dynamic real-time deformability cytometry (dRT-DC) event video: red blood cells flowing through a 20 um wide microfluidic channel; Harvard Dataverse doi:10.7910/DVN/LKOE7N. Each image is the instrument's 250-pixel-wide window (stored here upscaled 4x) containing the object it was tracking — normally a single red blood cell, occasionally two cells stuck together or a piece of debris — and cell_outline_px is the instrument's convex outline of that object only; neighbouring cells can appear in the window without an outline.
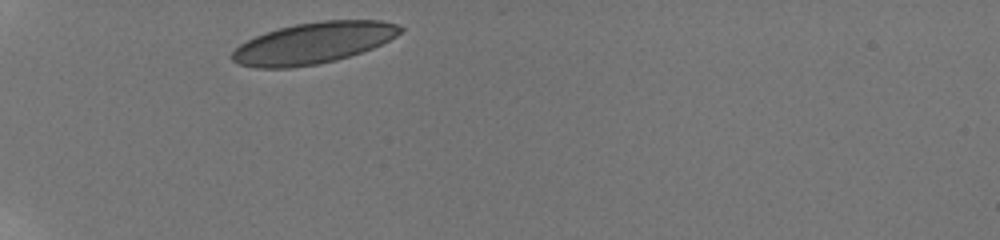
{"species": "human", "species_latin": "Homo sapiens", "temperature_condition": "room temperature", "stored_images_in_passage": 14, "camera_frame_rate_fps": 3000, "um_per_image_px": 0.085, "donor": {"sex": "male"}, "frame": {"image": 1, "passage_image": 1, "time_ms": 0.0, "image_size_px": [1000, 240], "cell_outline_px": [[404, 28], [396, 36], [372, 48], [336, 60], [316, 64], [292, 68], [256, 68], [240, 64], [232, 60], [232, 52], [240, 44], [256, 36], [280, 28], [296, 24], [320, 20], [380, 20], [396, 24]], "centroid_in_image_um": [26.63, 3.66], "position_along_channel_um": 58.4, "area_um2": 40.0}}
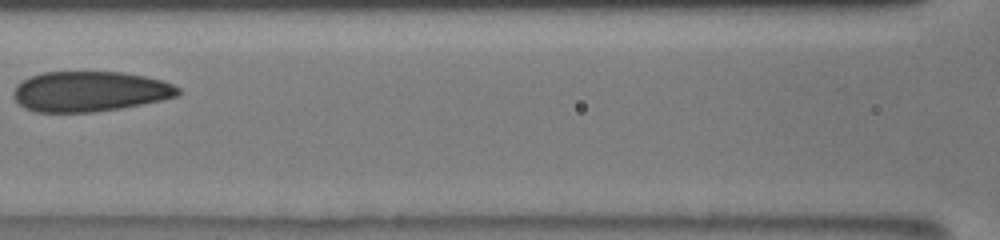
{"frame": {"image": 2, "passage_image": 6, "time_ms": 3.333, "image_size_px": [1000, 240], "cell_outline_px": [[180, 92], [176, 96], [144, 104], [120, 108], [92, 112], [36, 112], [24, 108], [12, 96], [12, 92], [16, 84], [28, 76], [44, 72], [124, 72], [164, 80], [180, 88]], "centroid_in_image_um": [7.6, 7.77], "position_along_channel_um": 159.0, "area_um2": 38.84}}
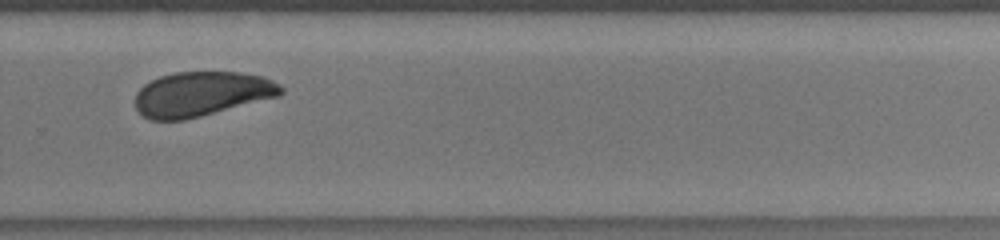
{"frame": {"image": 3, "passage_image": 13, "time_ms": 7.333, "image_size_px": [1000, 240], "cell_outline_px": [[284, 92], [280, 96], [184, 120], [152, 120], [144, 116], [136, 108], [136, 92], [144, 84], [160, 76], [172, 72], [240, 72], [264, 76], [280, 84], [284, 88]], "centroid_in_image_um": [17.16, 7.97], "position_along_channel_um": 312.6, "area_um2": 37.97}}